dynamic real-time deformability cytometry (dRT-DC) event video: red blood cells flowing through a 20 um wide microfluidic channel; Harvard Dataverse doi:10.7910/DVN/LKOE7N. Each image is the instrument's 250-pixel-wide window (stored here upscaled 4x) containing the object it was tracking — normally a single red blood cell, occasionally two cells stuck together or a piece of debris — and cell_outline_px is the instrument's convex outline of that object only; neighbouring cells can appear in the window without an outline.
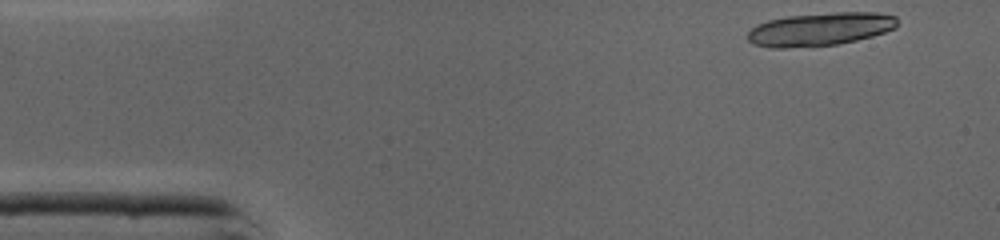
{"species": "common noctule bat (a hibernating species)", "species_latin": "Nyctalus noctula", "temperature_condition": "cold", "stored_images_in_passage": 11, "camera_frame_rate_fps": 3000, "um_per_image_px": 0.085, "animal": {"sex": "male", "body_mass_g": 19.0, "forearm_length_mm": 50.8}, "frame": {"image": 1, "passage_image": 1, "time_ms": 0.0, "image_size_px": [1000, 240], "cell_outline_px": [[896, 28], [872, 36], [856, 40], [836, 44], [784, 48], [768, 48], [752, 44], [748, 40], [748, 32], [756, 24], [768, 20], [788, 16], [836, 12], [876, 12], [896, 16]], "centroid_in_image_um": [69.68, 2.48], "position_along_channel_um": 15.3, "area_um2": 28.9}}